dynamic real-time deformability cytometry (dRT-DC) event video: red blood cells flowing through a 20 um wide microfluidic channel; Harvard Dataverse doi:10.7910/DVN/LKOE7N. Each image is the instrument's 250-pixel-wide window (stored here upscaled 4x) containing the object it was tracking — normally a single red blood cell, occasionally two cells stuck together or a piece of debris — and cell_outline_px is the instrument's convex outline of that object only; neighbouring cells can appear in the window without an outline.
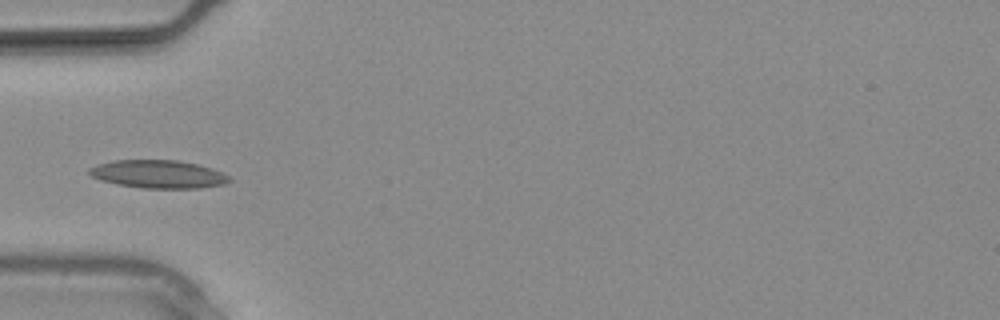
{"species": "common noctule bat (a hibernating species)", "species_latin": "Nyctalus noctula", "temperature_condition": "warm", "stored_images_in_passage": 8, "camera_frame_rate_fps": 3000, "um_per_image_px": 0.085, "animal": {"sex": "male", "body_mass_g": 20.4}, "frame": {"image": 1, "passage_image": 7, "time_ms": 2.0, "image_size_px": [1000, 320], "cell_outline_px": [[232, 180], [224, 184], [200, 188], [144, 188], [116, 184], [100, 180], [92, 176], [88, 172], [88, 168], [112, 160], [176, 160], [196, 164], [212, 168], [228, 176]], "centroid_in_image_um": [13.44, 14.8], "position_along_channel_um": 71.6, "area_um2": 22.77}}